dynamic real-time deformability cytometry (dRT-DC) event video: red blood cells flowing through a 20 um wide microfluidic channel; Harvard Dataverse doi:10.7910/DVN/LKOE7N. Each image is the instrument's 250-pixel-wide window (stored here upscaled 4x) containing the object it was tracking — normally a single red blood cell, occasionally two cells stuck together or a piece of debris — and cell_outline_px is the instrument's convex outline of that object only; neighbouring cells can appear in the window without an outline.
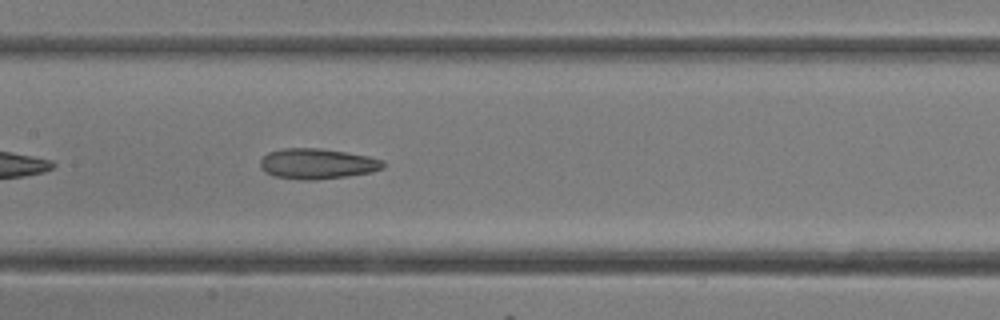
{"species": "common noctule bat (a hibernating species)", "species_latin": "Nyctalus noctula", "temperature_condition": "room temperature", "stored_images_in_passage": 12, "camera_frame_rate_fps": 3000, "um_per_image_px": 0.085, "animal": {"sex": "female"}, "frame": {"image": 1, "passage_image": 12, "time_ms": 3.667, "image_size_px": [1000, 320], "cell_outline_px": [[384, 168], [372, 172], [348, 176], [316, 180], [300, 180], [276, 176], [264, 172], [260, 168], [260, 160], [268, 152], [280, 148], [320, 148], [368, 156], [384, 160]], "centroid_in_image_um": [26.95, 13.92], "position_along_channel_um": 180.4, "area_um2": 21.96}}